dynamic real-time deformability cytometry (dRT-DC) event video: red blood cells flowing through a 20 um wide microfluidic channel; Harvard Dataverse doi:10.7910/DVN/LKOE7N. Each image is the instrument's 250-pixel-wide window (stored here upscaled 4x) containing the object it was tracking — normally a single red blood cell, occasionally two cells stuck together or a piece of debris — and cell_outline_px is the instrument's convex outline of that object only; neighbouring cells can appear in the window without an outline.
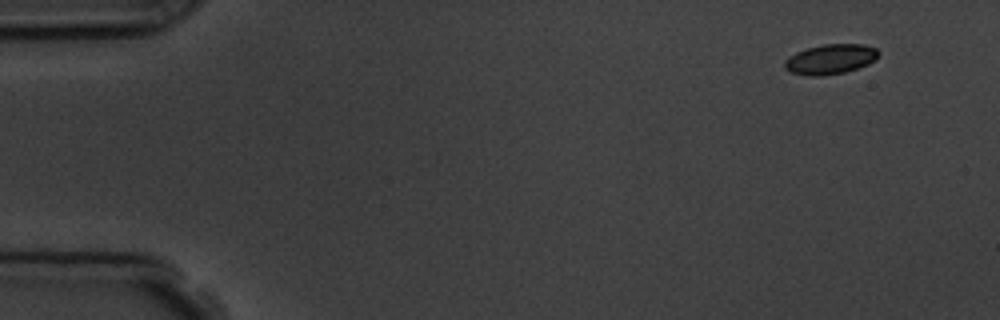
{"species": "common noctule bat (a hibernating species)", "species_latin": "Nyctalus noctula", "temperature_condition": "room temperature", "stored_images_in_passage": 4, "segment_of_instrument_passage": [2, 2], "camera_frame_rate_fps": 3000, "um_per_image_px": 0.085, "animal": {"sex": "male", "body_mass_g": 19.5, "forearm_length_mm": 54.6}, "frame": {"image": 1, "passage_image": 4, "time_ms": 4.333, "image_size_px": [1000, 320], "cell_outline_px": [[880, 52], [876, 60], [868, 64], [844, 72], [820, 76], [808, 76], [792, 72], [784, 68], [784, 60], [788, 56], [796, 52], [808, 48], [824, 44], [864, 44], [876, 48]], "centroid_in_image_um": [70.59, 5.02], "position_along_channel_um": 14.4, "area_um2": 16.42}}